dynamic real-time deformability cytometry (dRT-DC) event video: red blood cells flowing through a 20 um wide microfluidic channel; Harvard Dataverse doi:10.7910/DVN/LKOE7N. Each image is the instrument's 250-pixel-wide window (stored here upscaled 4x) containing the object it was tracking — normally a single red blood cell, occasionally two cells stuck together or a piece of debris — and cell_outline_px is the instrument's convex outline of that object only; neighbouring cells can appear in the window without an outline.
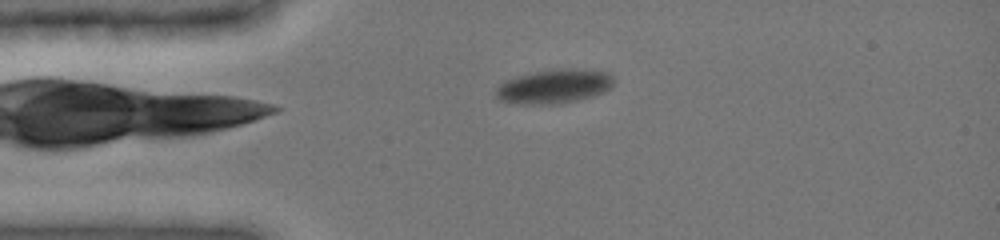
{"species": "common noctule bat (a hibernating species)", "species_latin": "Nyctalus noctula", "temperature_condition": "cold", "stored_images_in_passage": 19, "camera_frame_rate_fps": 3000, "um_per_image_px": 0.085, "animal": {"sex": "female", "body_mass_g": 19.0, "forearm_length_mm": 51.5}, "frame": {"image": 1, "passage_image": 2, "time_ms": 0.333, "image_size_px": [1000, 240], "cell_outline_px": [[612, 88], [604, 92], [580, 100], [556, 104], [516, 104], [500, 100], [496, 96], [496, 88], [504, 80], [536, 72], [556, 68], [576, 68], [608, 72], [612, 76]], "centroid_in_image_um": [47.12, 7.34], "position_along_channel_um": 37.9, "area_um2": 23.52}}
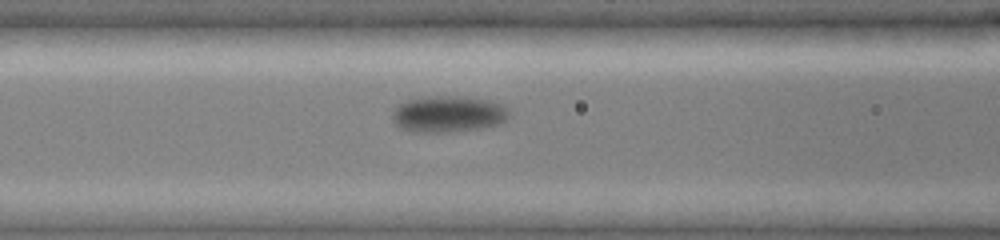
{"frame": {"image": 2, "passage_image": 10, "time_ms": 3.0, "image_size_px": [1000, 240], "cell_outline_px": [[508, 116], [504, 120], [496, 124], [480, 128], [452, 132], [416, 132], [400, 128], [396, 124], [392, 116], [392, 112], [396, 104], [420, 96], [468, 96], [492, 100], [500, 104], [508, 112]], "centroid_in_image_um": [38.04, 9.67], "position_along_channel_um": 128.6, "area_um2": 24.91}}
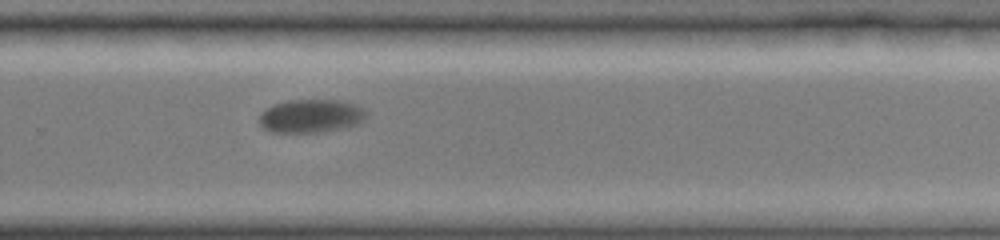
{"frame": {"image": 3, "passage_image": 19, "time_ms": 6.0, "image_size_px": [1000, 240], "cell_outline_px": [[368, 116], [360, 124], [340, 128], [316, 132], [268, 132], [260, 124], [260, 116], [272, 104], [288, 100], [340, 100], [356, 104]], "centroid_in_image_um": [26.44, 9.85], "position_along_channel_um": 303.4, "area_um2": 20.63}}